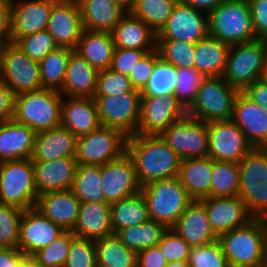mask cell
<instances>
[{"label":"cell","instance_id":"cell-1","mask_svg":"<svg viewBox=\"0 0 267 267\" xmlns=\"http://www.w3.org/2000/svg\"><path fill=\"white\" fill-rule=\"evenodd\" d=\"M126 152L132 158L141 186L178 176L180 156L160 135L127 137Z\"/></svg>","mask_w":267,"mask_h":267},{"label":"cell","instance_id":"cell-2","mask_svg":"<svg viewBox=\"0 0 267 267\" xmlns=\"http://www.w3.org/2000/svg\"><path fill=\"white\" fill-rule=\"evenodd\" d=\"M230 267H264L267 219L254 218L247 225L218 237Z\"/></svg>","mask_w":267,"mask_h":267},{"label":"cell","instance_id":"cell-3","mask_svg":"<svg viewBox=\"0 0 267 267\" xmlns=\"http://www.w3.org/2000/svg\"><path fill=\"white\" fill-rule=\"evenodd\" d=\"M63 96L57 90L41 89L14 97L13 119L36 133L61 125Z\"/></svg>","mask_w":267,"mask_h":267},{"label":"cell","instance_id":"cell-4","mask_svg":"<svg viewBox=\"0 0 267 267\" xmlns=\"http://www.w3.org/2000/svg\"><path fill=\"white\" fill-rule=\"evenodd\" d=\"M208 35L230 45L256 40L248 0H225L212 10Z\"/></svg>","mask_w":267,"mask_h":267},{"label":"cell","instance_id":"cell-5","mask_svg":"<svg viewBox=\"0 0 267 267\" xmlns=\"http://www.w3.org/2000/svg\"><path fill=\"white\" fill-rule=\"evenodd\" d=\"M149 218L172 228L193 201L178 176L150 182L142 187Z\"/></svg>","mask_w":267,"mask_h":267},{"label":"cell","instance_id":"cell-6","mask_svg":"<svg viewBox=\"0 0 267 267\" xmlns=\"http://www.w3.org/2000/svg\"><path fill=\"white\" fill-rule=\"evenodd\" d=\"M238 196L254 218L267 219V148H253L239 162Z\"/></svg>","mask_w":267,"mask_h":267},{"label":"cell","instance_id":"cell-7","mask_svg":"<svg viewBox=\"0 0 267 267\" xmlns=\"http://www.w3.org/2000/svg\"><path fill=\"white\" fill-rule=\"evenodd\" d=\"M267 64V40L256 39L230 46L225 70L226 82L239 91L260 79Z\"/></svg>","mask_w":267,"mask_h":267},{"label":"cell","instance_id":"cell-8","mask_svg":"<svg viewBox=\"0 0 267 267\" xmlns=\"http://www.w3.org/2000/svg\"><path fill=\"white\" fill-rule=\"evenodd\" d=\"M238 93L223 76L206 77L187 115L205 123L231 120Z\"/></svg>","mask_w":267,"mask_h":267},{"label":"cell","instance_id":"cell-9","mask_svg":"<svg viewBox=\"0 0 267 267\" xmlns=\"http://www.w3.org/2000/svg\"><path fill=\"white\" fill-rule=\"evenodd\" d=\"M38 193L30 158L0 162V203L27 210L35 207Z\"/></svg>","mask_w":267,"mask_h":267},{"label":"cell","instance_id":"cell-10","mask_svg":"<svg viewBox=\"0 0 267 267\" xmlns=\"http://www.w3.org/2000/svg\"><path fill=\"white\" fill-rule=\"evenodd\" d=\"M127 137L112 127L98 129L77 137L78 165L102 166L120 158L126 152Z\"/></svg>","mask_w":267,"mask_h":267},{"label":"cell","instance_id":"cell-11","mask_svg":"<svg viewBox=\"0 0 267 267\" xmlns=\"http://www.w3.org/2000/svg\"><path fill=\"white\" fill-rule=\"evenodd\" d=\"M0 78L14 95L43 89L39 62L13 42L0 50Z\"/></svg>","mask_w":267,"mask_h":267},{"label":"cell","instance_id":"cell-12","mask_svg":"<svg viewBox=\"0 0 267 267\" xmlns=\"http://www.w3.org/2000/svg\"><path fill=\"white\" fill-rule=\"evenodd\" d=\"M101 126L112 127L126 137L136 135L139 125L141 93L127 92L120 96H93Z\"/></svg>","mask_w":267,"mask_h":267},{"label":"cell","instance_id":"cell-13","mask_svg":"<svg viewBox=\"0 0 267 267\" xmlns=\"http://www.w3.org/2000/svg\"><path fill=\"white\" fill-rule=\"evenodd\" d=\"M160 136L181 159L205 158L209 154L207 123L189 115L177 120Z\"/></svg>","mask_w":267,"mask_h":267},{"label":"cell","instance_id":"cell-14","mask_svg":"<svg viewBox=\"0 0 267 267\" xmlns=\"http://www.w3.org/2000/svg\"><path fill=\"white\" fill-rule=\"evenodd\" d=\"M207 130L213 160L239 163L254 148L232 120L208 122Z\"/></svg>","mask_w":267,"mask_h":267},{"label":"cell","instance_id":"cell-15","mask_svg":"<svg viewBox=\"0 0 267 267\" xmlns=\"http://www.w3.org/2000/svg\"><path fill=\"white\" fill-rule=\"evenodd\" d=\"M186 115L187 110L175 95L141 97L140 118L136 134L160 135Z\"/></svg>","mask_w":267,"mask_h":267},{"label":"cell","instance_id":"cell-16","mask_svg":"<svg viewBox=\"0 0 267 267\" xmlns=\"http://www.w3.org/2000/svg\"><path fill=\"white\" fill-rule=\"evenodd\" d=\"M208 36V14L177 2L157 40H178L196 44Z\"/></svg>","mask_w":267,"mask_h":267},{"label":"cell","instance_id":"cell-17","mask_svg":"<svg viewBox=\"0 0 267 267\" xmlns=\"http://www.w3.org/2000/svg\"><path fill=\"white\" fill-rule=\"evenodd\" d=\"M105 202L112 204L135 195L142 189L132 158L125 152L120 158L101 166Z\"/></svg>","mask_w":267,"mask_h":267},{"label":"cell","instance_id":"cell-18","mask_svg":"<svg viewBox=\"0 0 267 267\" xmlns=\"http://www.w3.org/2000/svg\"><path fill=\"white\" fill-rule=\"evenodd\" d=\"M58 0H10L11 42L47 28L49 15Z\"/></svg>","mask_w":267,"mask_h":267},{"label":"cell","instance_id":"cell-19","mask_svg":"<svg viewBox=\"0 0 267 267\" xmlns=\"http://www.w3.org/2000/svg\"><path fill=\"white\" fill-rule=\"evenodd\" d=\"M208 214L211 228L219 237L228 231L247 225L254 217L237 195L233 197H207L200 200Z\"/></svg>","mask_w":267,"mask_h":267},{"label":"cell","instance_id":"cell-20","mask_svg":"<svg viewBox=\"0 0 267 267\" xmlns=\"http://www.w3.org/2000/svg\"><path fill=\"white\" fill-rule=\"evenodd\" d=\"M46 30L58 47L75 50L83 32L77 0H58L51 9Z\"/></svg>","mask_w":267,"mask_h":267},{"label":"cell","instance_id":"cell-21","mask_svg":"<svg viewBox=\"0 0 267 267\" xmlns=\"http://www.w3.org/2000/svg\"><path fill=\"white\" fill-rule=\"evenodd\" d=\"M64 230L43 216L37 209L23 211L20 220L18 249L26 256L45 248Z\"/></svg>","mask_w":267,"mask_h":267},{"label":"cell","instance_id":"cell-22","mask_svg":"<svg viewBox=\"0 0 267 267\" xmlns=\"http://www.w3.org/2000/svg\"><path fill=\"white\" fill-rule=\"evenodd\" d=\"M254 148H267V111L239 91L231 119Z\"/></svg>","mask_w":267,"mask_h":267},{"label":"cell","instance_id":"cell-23","mask_svg":"<svg viewBox=\"0 0 267 267\" xmlns=\"http://www.w3.org/2000/svg\"><path fill=\"white\" fill-rule=\"evenodd\" d=\"M80 204L81 201L69 189L38 195L34 208L64 231H72L78 219Z\"/></svg>","mask_w":267,"mask_h":267},{"label":"cell","instance_id":"cell-24","mask_svg":"<svg viewBox=\"0 0 267 267\" xmlns=\"http://www.w3.org/2000/svg\"><path fill=\"white\" fill-rule=\"evenodd\" d=\"M35 186L38 195L51 191H64L72 188L77 169L75 157L49 161H33Z\"/></svg>","mask_w":267,"mask_h":267},{"label":"cell","instance_id":"cell-25","mask_svg":"<svg viewBox=\"0 0 267 267\" xmlns=\"http://www.w3.org/2000/svg\"><path fill=\"white\" fill-rule=\"evenodd\" d=\"M172 229L191 247L210 244L218 237L214 234L205 205L193 200L179 217Z\"/></svg>","mask_w":267,"mask_h":267},{"label":"cell","instance_id":"cell-26","mask_svg":"<svg viewBox=\"0 0 267 267\" xmlns=\"http://www.w3.org/2000/svg\"><path fill=\"white\" fill-rule=\"evenodd\" d=\"M77 137L66 127L59 125L36 133L32 161H49L75 157Z\"/></svg>","mask_w":267,"mask_h":267},{"label":"cell","instance_id":"cell-27","mask_svg":"<svg viewBox=\"0 0 267 267\" xmlns=\"http://www.w3.org/2000/svg\"><path fill=\"white\" fill-rule=\"evenodd\" d=\"M61 125L76 137L89 134L101 126L93 98L63 97Z\"/></svg>","mask_w":267,"mask_h":267},{"label":"cell","instance_id":"cell-28","mask_svg":"<svg viewBox=\"0 0 267 267\" xmlns=\"http://www.w3.org/2000/svg\"><path fill=\"white\" fill-rule=\"evenodd\" d=\"M36 132L14 119L0 123V162L31 158Z\"/></svg>","mask_w":267,"mask_h":267},{"label":"cell","instance_id":"cell-29","mask_svg":"<svg viewBox=\"0 0 267 267\" xmlns=\"http://www.w3.org/2000/svg\"><path fill=\"white\" fill-rule=\"evenodd\" d=\"M72 232L76 237L98 240L114 234L111 206L107 202H81Z\"/></svg>","mask_w":267,"mask_h":267},{"label":"cell","instance_id":"cell-30","mask_svg":"<svg viewBox=\"0 0 267 267\" xmlns=\"http://www.w3.org/2000/svg\"><path fill=\"white\" fill-rule=\"evenodd\" d=\"M116 48L154 50L157 33L142 19L126 12L111 32Z\"/></svg>","mask_w":267,"mask_h":267},{"label":"cell","instance_id":"cell-31","mask_svg":"<svg viewBox=\"0 0 267 267\" xmlns=\"http://www.w3.org/2000/svg\"><path fill=\"white\" fill-rule=\"evenodd\" d=\"M98 72L83 57L73 51L67 63L62 89L59 92L63 97L93 98Z\"/></svg>","mask_w":267,"mask_h":267},{"label":"cell","instance_id":"cell-32","mask_svg":"<svg viewBox=\"0 0 267 267\" xmlns=\"http://www.w3.org/2000/svg\"><path fill=\"white\" fill-rule=\"evenodd\" d=\"M83 30L112 32L126 13L114 0H77Z\"/></svg>","mask_w":267,"mask_h":267},{"label":"cell","instance_id":"cell-33","mask_svg":"<svg viewBox=\"0 0 267 267\" xmlns=\"http://www.w3.org/2000/svg\"><path fill=\"white\" fill-rule=\"evenodd\" d=\"M178 178L192 200L210 197L212 158L181 159Z\"/></svg>","mask_w":267,"mask_h":267},{"label":"cell","instance_id":"cell-34","mask_svg":"<svg viewBox=\"0 0 267 267\" xmlns=\"http://www.w3.org/2000/svg\"><path fill=\"white\" fill-rule=\"evenodd\" d=\"M115 48L110 32L83 30L74 51L100 71L110 68Z\"/></svg>","mask_w":267,"mask_h":267},{"label":"cell","instance_id":"cell-35","mask_svg":"<svg viewBox=\"0 0 267 267\" xmlns=\"http://www.w3.org/2000/svg\"><path fill=\"white\" fill-rule=\"evenodd\" d=\"M230 44L212 38L209 35L195 44V69L205 75L222 76Z\"/></svg>","mask_w":267,"mask_h":267},{"label":"cell","instance_id":"cell-36","mask_svg":"<svg viewBox=\"0 0 267 267\" xmlns=\"http://www.w3.org/2000/svg\"><path fill=\"white\" fill-rule=\"evenodd\" d=\"M110 206L114 234L122 228L140 225L150 220L147 203L141 191L114 202Z\"/></svg>","mask_w":267,"mask_h":267},{"label":"cell","instance_id":"cell-37","mask_svg":"<svg viewBox=\"0 0 267 267\" xmlns=\"http://www.w3.org/2000/svg\"><path fill=\"white\" fill-rule=\"evenodd\" d=\"M98 267H136L137 253L116 234L95 241Z\"/></svg>","mask_w":267,"mask_h":267},{"label":"cell","instance_id":"cell-38","mask_svg":"<svg viewBox=\"0 0 267 267\" xmlns=\"http://www.w3.org/2000/svg\"><path fill=\"white\" fill-rule=\"evenodd\" d=\"M167 228L154 220L120 229L116 235L129 249L136 253L157 245Z\"/></svg>","mask_w":267,"mask_h":267},{"label":"cell","instance_id":"cell-39","mask_svg":"<svg viewBox=\"0 0 267 267\" xmlns=\"http://www.w3.org/2000/svg\"><path fill=\"white\" fill-rule=\"evenodd\" d=\"M71 190L81 202H105L101 166L78 165Z\"/></svg>","mask_w":267,"mask_h":267},{"label":"cell","instance_id":"cell-40","mask_svg":"<svg viewBox=\"0 0 267 267\" xmlns=\"http://www.w3.org/2000/svg\"><path fill=\"white\" fill-rule=\"evenodd\" d=\"M73 51L69 48L57 47L39 62L42 88L57 91L62 89L67 63Z\"/></svg>","mask_w":267,"mask_h":267},{"label":"cell","instance_id":"cell-41","mask_svg":"<svg viewBox=\"0 0 267 267\" xmlns=\"http://www.w3.org/2000/svg\"><path fill=\"white\" fill-rule=\"evenodd\" d=\"M239 177V163L212 159L210 197L237 196Z\"/></svg>","mask_w":267,"mask_h":267},{"label":"cell","instance_id":"cell-42","mask_svg":"<svg viewBox=\"0 0 267 267\" xmlns=\"http://www.w3.org/2000/svg\"><path fill=\"white\" fill-rule=\"evenodd\" d=\"M176 83L177 68L159 57L149 80L140 91L141 97L175 95Z\"/></svg>","mask_w":267,"mask_h":267},{"label":"cell","instance_id":"cell-43","mask_svg":"<svg viewBox=\"0 0 267 267\" xmlns=\"http://www.w3.org/2000/svg\"><path fill=\"white\" fill-rule=\"evenodd\" d=\"M178 0H136L131 13L158 33L167 23Z\"/></svg>","mask_w":267,"mask_h":267},{"label":"cell","instance_id":"cell-44","mask_svg":"<svg viewBox=\"0 0 267 267\" xmlns=\"http://www.w3.org/2000/svg\"><path fill=\"white\" fill-rule=\"evenodd\" d=\"M160 58L176 68H195V44L178 40H157Z\"/></svg>","mask_w":267,"mask_h":267},{"label":"cell","instance_id":"cell-45","mask_svg":"<svg viewBox=\"0 0 267 267\" xmlns=\"http://www.w3.org/2000/svg\"><path fill=\"white\" fill-rule=\"evenodd\" d=\"M75 237L76 235L72 231H64L31 257L45 267H63Z\"/></svg>","mask_w":267,"mask_h":267},{"label":"cell","instance_id":"cell-46","mask_svg":"<svg viewBox=\"0 0 267 267\" xmlns=\"http://www.w3.org/2000/svg\"><path fill=\"white\" fill-rule=\"evenodd\" d=\"M23 210L0 203V248H18Z\"/></svg>","mask_w":267,"mask_h":267},{"label":"cell","instance_id":"cell-47","mask_svg":"<svg viewBox=\"0 0 267 267\" xmlns=\"http://www.w3.org/2000/svg\"><path fill=\"white\" fill-rule=\"evenodd\" d=\"M205 78L206 76L195 68H177L175 96L186 110L195 102L199 87Z\"/></svg>","mask_w":267,"mask_h":267},{"label":"cell","instance_id":"cell-48","mask_svg":"<svg viewBox=\"0 0 267 267\" xmlns=\"http://www.w3.org/2000/svg\"><path fill=\"white\" fill-rule=\"evenodd\" d=\"M127 92H140L134 89L127 75L110 68L98 72L94 96H120Z\"/></svg>","mask_w":267,"mask_h":267},{"label":"cell","instance_id":"cell-49","mask_svg":"<svg viewBox=\"0 0 267 267\" xmlns=\"http://www.w3.org/2000/svg\"><path fill=\"white\" fill-rule=\"evenodd\" d=\"M188 264L190 267H230L218 240L207 245L192 247Z\"/></svg>","mask_w":267,"mask_h":267},{"label":"cell","instance_id":"cell-50","mask_svg":"<svg viewBox=\"0 0 267 267\" xmlns=\"http://www.w3.org/2000/svg\"><path fill=\"white\" fill-rule=\"evenodd\" d=\"M15 44L32 60L40 62L58 46L47 30L19 38Z\"/></svg>","mask_w":267,"mask_h":267},{"label":"cell","instance_id":"cell-51","mask_svg":"<svg viewBox=\"0 0 267 267\" xmlns=\"http://www.w3.org/2000/svg\"><path fill=\"white\" fill-rule=\"evenodd\" d=\"M63 267H98L95 241L75 237Z\"/></svg>","mask_w":267,"mask_h":267},{"label":"cell","instance_id":"cell-52","mask_svg":"<svg viewBox=\"0 0 267 267\" xmlns=\"http://www.w3.org/2000/svg\"><path fill=\"white\" fill-rule=\"evenodd\" d=\"M167 262L188 261L191 246L172 228L167 229L157 244Z\"/></svg>","mask_w":267,"mask_h":267},{"label":"cell","instance_id":"cell-53","mask_svg":"<svg viewBox=\"0 0 267 267\" xmlns=\"http://www.w3.org/2000/svg\"><path fill=\"white\" fill-rule=\"evenodd\" d=\"M160 57L156 49L146 52L128 75L134 89L141 91L149 80L154 65Z\"/></svg>","mask_w":267,"mask_h":267},{"label":"cell","instance_id":"cell-54","mask_svg":"<svg viewBox=\"0 0 267 267\" xmlns=\"http://www.w3.org/2000/svg\"><path fill=\"white\" fill-rule=\"evenodd\" d=\"M149 51L152 50L115 48L110 69L128 76L142 56Z\"/></svg>","mask_w":267,"mask_h":267},{"label":"cell","instance_id":"cell-55","mask_svg":"<svg viewBox=\"0 0 267 267\" xmlns=\"http://www.w3.org/2000/svg\"><path fill=\"white\" fill-rule=\"evenodd\" d=\"M257 39L267 40V0H248Z\"/></svg>","mask_w":267,"mask_h":267},{"label":"cell","instance_id":"cell-56","mask_svg":"<svg viewBox=\"0 0 267 267\" xmlns=\"http://www.w3.org/2000/svg\"><path fill=\"white\" fill-rule=\"evenodd\" d=\"M167 263L158 245L137 252L136 267H166Z\"/></svg>","mask_w":267,"mask_h":267},{"label":"cell","instance_id":"cell-57","mask_svg":"<svg viewBox=\"0 0 267 267\" xmlns=\"http://www.w3.org/2000/svg\"><path fill=\"white\" fill-rule=\"evenodd\" d=\"M11 3L0 0V50L11 43Z\"/></svg>","mask_w":267,"mask_h":267},{"label":"cell","instance_id":"cell-58","mask_svg":"<svg viewBox=\"0 0 267 267\" xmlns=\"http://www.w3.org/2000/svg\"><path fill=\"white\" fill-rule=\"evenodd\" d=\"M14 97L13 92L0 78V123L13 119Z\"/></svg>","mask_w":267,"mask_h":267},{"label":"cell","instance_id":"cell-59","mask_svg":"<svg viewBox=\"0 0 267 267\" xmlns=\"http://www.w3.org/2000/svg\"><path fill=\"white\" fill-rule=\"evenodd\" d=\"M248 98L267 111V84L260 79L242 91Z\"/></svg>","mask_w":267,"mask_h":267},{"label":"cell","instance_id":"cell-60","mask_svg":"<svg viewBox=\"0 0 267 267\" xmlns=\"http://www.w3.org/2000/svg\"><path fill=\"white\" fill-rule=\"evenodd\" d=\"M24 256L18 248H0V267H12V263H18Z\"/></svg>","mask_w":267,"mask_h":267},{"label":"cell","instance_id":"cell-61","mask_svg":"<svg viewBox=\"0 0 267 267\" xmlns=\"http://www.w3.org/2000/svg\"><path fill=\"white\" fill-rule=\"evenodd\" d=\"M225 0H178V2L189 5L199 11L209 14Z\"/></svg>","mask_w":267,"mask_h":267},{"label":"cell","instance_id":"cell-62","mask_svg":"<svg viewBox=\"0 0 267 267\" xmlns=\"http://www.w3.org/2000/svg\"><path fill=\"white\" fill-rule=\"evenodd\" d=\"M125 12H131L136 0H114Z\"/></svg>","mask_w":267,"mask_h":267},{"label":"cell","instance_id":"cell-63","mask_svg":"<svg viewBox=\"0 0 267 267\" xmlns=\"http://www.w3.org/2000/svg\"><path fill=\"white\" fill-rule=\"evenodd\" d=\"M26 267H45V266L41 265L31 256H26Z\"/></svg>","mask_w":267,"mask_h":267},{"label":"cell","instance_id":"cell-64","mask_svg":"<svg viewBox=\"0 0 267 267\" xmlns=\"http://www.w3.org/2000/svg\"><path fill=\"white\" fill-rule=\"evenodd\" d=\"M166 267H190L188 261H173L167 263Z\"/></svg>","mask_w":267,"mask_h":267},{"label":"cell","instance_id":"cell-65","mask_svg":"<svg viewBox=\"0 0 267 267\" xmlns=\"http://www.w3.org/2000/svg\"><path fill=\"white\" fill-rule=\"evenodd\" d=\"M12 267H26V255L18 263H12Z\"/></svg>","mask_w":267,"mask_h":267},{"label":"cell","instance_id":"cell-66","mask_svg":"<svg viewBox=\"0 0 267 267\" xmlns=\"http://www.w3.org/2000/svg\"><path fill=\"white\" fill-rule=\"evenodd\" d=\"M260 80L267 84V64L265 66V68L263 69L262 73H261V77H260Z\"/></svg>","mask_w":267,"mask_h":267},{"label":"cell","instance_id":"cell-67","mask_svg":"<svg viewBox=\"0 0 267 267\" xmlns=\"http://www.w3.org/2000/svg\"><path fill=\"white\" fill-rule=\"evenodd\" d=\"M264 267H267V244H266V256H265V265Z\"/></svg>","mask_w":267,"mask_h":267}]
</instances>
